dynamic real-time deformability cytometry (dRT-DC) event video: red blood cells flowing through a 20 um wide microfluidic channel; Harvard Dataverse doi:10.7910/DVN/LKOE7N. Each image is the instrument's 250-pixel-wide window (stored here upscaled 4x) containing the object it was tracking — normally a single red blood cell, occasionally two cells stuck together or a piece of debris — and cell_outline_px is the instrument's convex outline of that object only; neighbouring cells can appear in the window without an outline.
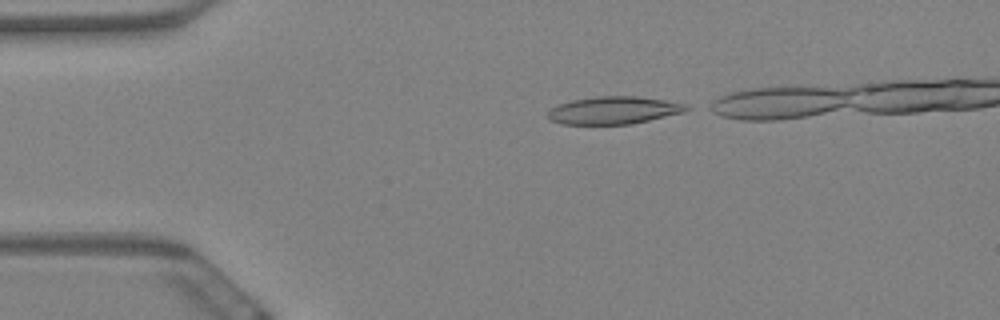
{"species": "Egyptian fruit bat (a non-hibernating species)", "species_latin": "Rousettus aegyptiacus", "temperature_condition": "warm", "stored_images_in_passage": 37, "camera_frame_rate_fps": 3000, "um_per_image_px": 0.085, "animal": {"sex": "female"}, "frame": {"image": 1, "passage_image": 1, "time_ms": 0.0, "image_size_px": [1000, 320], "cell_outline_px": [[692, 108], [684, 112], [632, 124], [564, 124], [552, 120], [548, 116], [548, 112], [556, 104], [572, 100], [596, 96], [636, 96], [664, 100], [688, 104]], "centroid_in_image_um": [52.2, 9.37], "position_along_channel_um": 32.8, "area_um2": 22.25}}
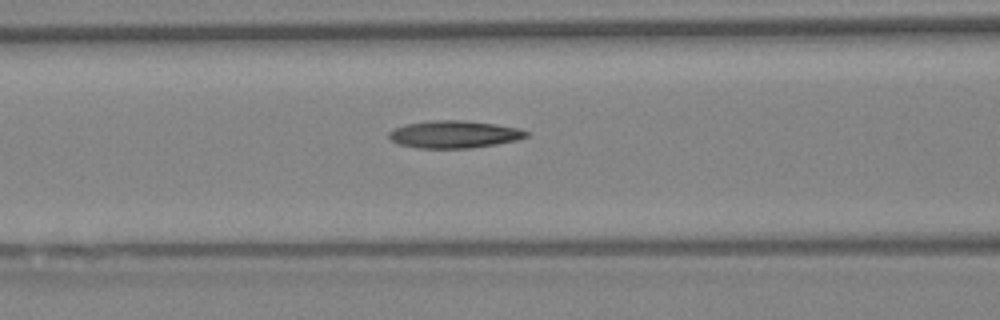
{"frame": {"image": 2, "passage_image": 13, "time_ms": 4.0, "image_size_px": [1000, 320], "cell_outline_px": [[528, 136], [516, 140], [496, 144], [472, 148], [416, 148], [400, 144], [392, 140], [388, 136], [388, 132], [392, 128], [408, 124], [432, 120], [460, 120], [496, 124], [520, 128], [528, 132]], "centroid_in_image_um": [38.6, 11.42], "position_along_channel_um": 128.0, "area_um2": 21.91}}
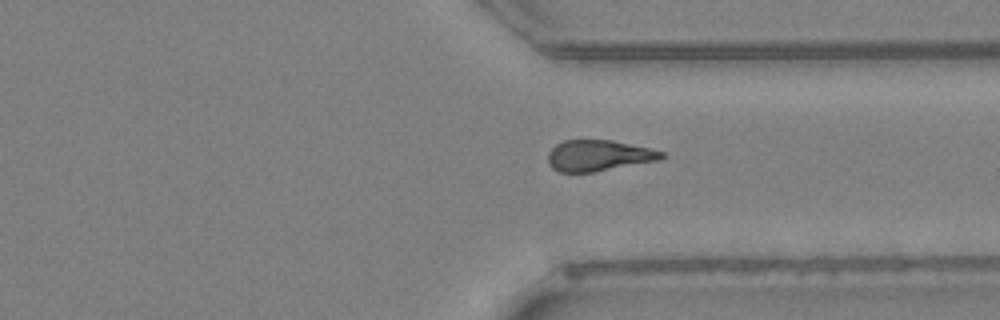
{"frame": {"image": 3, "passage_image": 33, "time_ms": 10.667, "image_size_px": [1000, 320], "cell_outline_px": [[668, 156], [660, 160], [592, 172], [560, 172], [552, 168], [548, 164], [548, 152], [556, 144], [564, 140], [612, 140], [648, 148], [664, 152]], "centroid_in_image_um": [50.88, 13.22], "position_along_channel_um": 360.5, "area_um2": 20.52}}